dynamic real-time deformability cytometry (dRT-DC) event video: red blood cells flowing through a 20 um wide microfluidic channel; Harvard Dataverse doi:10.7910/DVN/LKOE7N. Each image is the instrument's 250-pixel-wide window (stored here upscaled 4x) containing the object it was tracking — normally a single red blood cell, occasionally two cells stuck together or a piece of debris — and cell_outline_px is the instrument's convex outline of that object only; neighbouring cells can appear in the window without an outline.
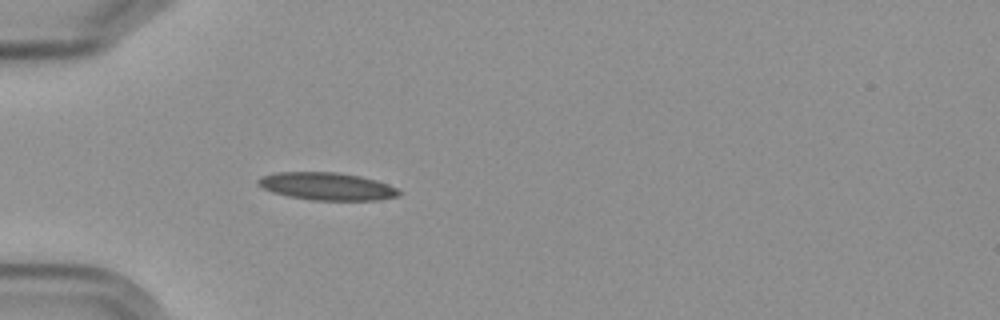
{"species": "Egyptian fruit bat (a non-hibernating species)", "species_latin": "Rousettus aegyptiacus", "temperature_condition": "cold", "stored_images_in_passage": 5, "camera_frame_rate_fps": 3000, "um_per_image_px": 0.085, "frame": {"image": 1, "passage_image": 5, "time_ms": 5.0, "image_size_px": [1000, 320], "cell_outline_px": [[400, 196], [380, 200], [312, 200], [288, 196], [272, 192], [256, 184], [256, 180], [260, 176], [276, 172], [336, 172], [360, 176], [376, 180], [388, 184], [396, 188], [400, 192]], "centroid_in_image_um": [27.77, 15.83], "position_along_channel_um": 57.2, "area_um2": 22.77}}